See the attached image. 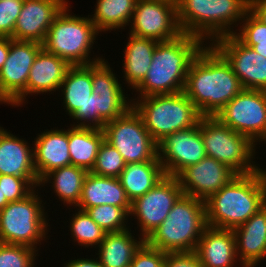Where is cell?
<instances>
[{"label":"cell","instance_id":"cell-1","mask_svg":"<svg viewBox=\"0 0 266 267\" xmlns=\"http://www.w3.org/2000/svg\"><path fill=\"white\" fill-rule=\"evenodd\" d=\"M207 44L189 66L183 92L202 116H215L243 87L226 59Z\"/></svg>","mask_w":266,"mask_h":267},{"label":"cell","instance_id":"cell-2","mask_svg":"<svg viewBox=\"0 0 266 267\" xmlns=\"http://www.w3.org/2000/svg\"><path fill=\"white\" fill-rule=\"evenodd\" d=\"M205 202L207 226L233 230L266 205V171L237 175Z\"/></svg>","mask_w":266,"mask_h":267},{"label":"cell","instance_id":"cell-3","mask_svg":"<svg viewBox=\"0 0 266 267\" xmlns=\"http://www.w3.org/2000/svg\"><path fill=\"white\" fill-rule=\"evenodd\" d=\"M205 45L200 38L186 33L159 42L145 78L135 88L137 98L182 92L189 66Z\"/></svg>","mask_w":266,"mask_h":267},{"label":"cell","instance_id":"cell-4","mask_svg":"<svg viewBox=\"0 0 266 267\" xmlns=\"http://www.w3.org/2000/svg\"><path fill=\"white\" fill-rule=\"evenodd\" d=\"M176 10L182 33L213 43L238 31L233 30V25L241 24L249 10V0H182Z\"/></svg>","mask_w":266,"mask_h":267},{"label":"cell","instance_id":"cell-5","mask_svg":"<svg viewBox=\"0 0 266 267\" xmlns=\"http://www.w3.org/2000/svg\"><path fill=\"white\" fill-rule=\"evenodd\" d=\"M206 227L205 202L183 194L145 242L166 253L192 252Z\"/></svg>","mask_w":266,"mask_h":267},{"label":"cell","instance_id":"cell-6","mask_svg":"<svg viewBox=\"0 0 266 267\" xmlns=\"http://www.w3.org/2000/svg\"><path fill=\"white\" fill-rule=\"evenodd\" d=\"M69 4L54 19L49 27L42 47L66 61L70 66H85L103 58L89 56L94 40L99 35L95 24L88 17L69 13Z\"/></svg>","mask_w":266,"mask_h":267},{"label":"cell","instance_id":"cell-7","mask_svg":"<svg viewBox=\"0 0 266 267\" xmlns=\"http://www.w3.org/2000/svg\"><path fill=\"white\" fill-rule=\"evenodd\" d=\"M130 101L157 143L167 135L196 126L202 118L183 91L135 98Z\"/></svg>","mask_w":266,"mask_h":267},{"label":"cell","instance_id":"cell-8","mask_svg":"<svg viewBox=\"0 0 266 267\" xmlns=\"http://www.w3.org/2000/svg\"><path fill=\"white\" fill-rule=\"evenodd\" d=\"M200 130L206 156L225 164L237 175L252 174L256 145L245 135L233 131L215 116H202Z\"/></svg>","mask_w":266,"mask_h":267},{"label":"cell","instance_id":"cell-9","mask_svg":"<svg viewBox=\"0 0 266 267\" xmlns=\"http://www.w3.org/2000/svg\"><path fill=\"white\" fill-rule=\"evenodd\" d=\"M38 195L34 189L24 199L9 202L0 210V242L37 249L46 240L50 224Z\"/></svg>","mask_w":266,"mask_h":267},{"label":"cell","instance_id":"cell-10","mask_svg":"<svg viewBox=\"0 0 266 267\" xmlns=\"http://www.w3.org/2000/svg\"><path fill=\"white\" fill-rule=\"evenodd\" d=\"M102 130L105 141L117 149L126 164L160 161L158 143L132 106L122 116L108 121Z\"/></svg>","mask_w":266,"mask_h":267},{"label":"cell","instance_id":"cell-11","mask_svg":"<svg viewBox=\"0 0 266 267\" xmlns=\"http://www.w3.org/2000/svg\"><path fill=\"white\" fill-rule=\"evenodd\" d=\"M223 124L248 137L255 145L266 143V91L243 89L216 115Z\"/></svg>","mask_w":266,"mask_h":267},{"label":"cell","instance_id":"cell-12","mask_svg":"<svg viewBox=\"0 0 266 267\" xmlns=\"http://www.w3.org/2000/svg\"><path fill=\"white\" fill-rule=\"evenodd\" d=\"M42 44L10 38V51L0 70V103L20 106L27 97L30 69Z\"/></svg>","mask_w":266,"mask_h":267},{"label":"cell","instance_id":"cell-13","mask_svg":"<svg viewBox=\"0 0 266 267\" xmlns=\"http://www.w3.org/2000/svg\"><path fill=\"white\" fill-rule=\"evenodd\" d=\"M183 195L177 177L165 176L145 195L131 202L129 216L137 219L140 235L146 240L152 232L167 218L176 201Z\"/></svg>","mask_w":266,"mask_h":267},{"label":"cell","instance_id":"cell-14","mask_svg":"<svg viewBox=\"0 0 266 267\" xmlns=\"http://www.w3.org/2000/svg\"><path fill=\"white\" fill-rule=\"evenodd\" d=\"M131 21L129 34L136 37L165 42L182 34L176 6L165 0H137Z\"/></svg>","mask_w":266,"mask_h":267},{"label":"cell","instance_id":"cell-15","mask_svg":"<svg viewBox=\"0 0 266 267\" xmlns=\"http://www.w3.org/2000/svg\"><path fill=\"white\" fill-rule=\"evenodd\" d=\"M231 65L243 89L266 91V58L244 45L234 34L210 43Z\"/></svg>","mask_w":266,"mask_h":267},{"label":"cell","instance_id":"cell-16","mask_svg":"<svg viewBox=\"0 0 266 267\" xmlns=\"http://www.w3.org/2000/svg\"><path fill=\"white\" fill-rule=\"evenodd\" d=\"M205 157L200 121L189 129L167 135L158 143V158L166 176L177 177Z\"/></svg>","mask_w":266,"mask_h":267},{"label":"cell","instance_id":"cell-17","mask_svg":"<svg viewBox=\"0 0 266 267\" xmlns=\"http://www.w3.org/2000/svg\"><path fill=\"white\" fill-rule=\"evenodd\" d=\"M236 176L228 166L206 156L184 169L177 178L184 195L206 201Z\"/></svg>","mask_w":266,"mask_h":267},{"label":"cell","instance_id":"cell-18","mask_svg":"<svg viewBox=\"0 0 266 267\" xmlns=\"http://www.w3.org/2000/svg\"><path fill=\"white\" fill-rule=\"evenodd\" d=\"M67 4L66 0H24L13 39L42 44L49 27Z\"/></svg>","mask_w":266,"mask_h":267},{"label":"cell","instance_id":"cell-19","mask_svg":"<svg viewBox=\"0 0 266 267\" xmlns=\"http://www.w3.org/2000/svg\"><path fill=\"white\" fill-rule=\"evenodd\" d=\"M59 90L63 95L65 112L78 121V124L72 126L86 127V103L93 93L92 64L71 66L67 70Z\"/></svg>","mask_w":266,"mask_h":267},{"label":"cell","instance_id":"cell-20","mask_svg":"<svg viewBox=\"0 0 266 267\" xmlns=\"http://www.w3.org/2000/svg\"><path fill=\"white\" fill-rule=\"evenodd\" d=\"M240 266L255 267L266 258V205L233 229Z\"/></svg>","mask_w":266,"mask_h":267},{"label":"cell","instance_id":"cell-21","mask_svg":"<svg viewBox=\"0 0 266 267\" xmlns=\"http://www.w3.org/2000/svg\"><path fill=\"white\" fill-rule=\"evenodd\" d=\"M34 140V166L39 181L50 171L71 165L68 129L45 130Z\"/></svg>","mask_w":266,"mask_h":267},{"label":"cell","instance_id":"cell-22","mask_svg":"<svg viewBox=\"0 0 266 267\" xmlns=\"http://www.w3.org/2000/svg\"><path fill=\"white\" fill-rule=\"evenodd\" d=\"M195 252L202 267H234L238 262L233 230L207 226Z\"/></svg>","mask_w":266,"mask_h":267},{"label":"cell","instance_id":"cell-23","mask_svg":"<svg viewBox=\"0 0 266 267\" xmlns=\"http://www.w3.org/2000/svg\"><path fill=\"white\" fill-rule=\"evenodd\" d=\"M104 204L121 207L130 214L131 202L119 178L103 177L88 172L76 208L86 211L88 208Z\"/></svg>","mask_w":266,"mask_h":267},{"label":"cell","instance_id":"cell-24","mask_svg":"<svg viewBox=\"0 0 266 267\" xmlns=\"http://www.w3.org/2000/svg\"><path fill=\"white\" fill-rule=\"evenodd\" d=\"M31 148V149H30ZM0 175L38 178L34 166L33 146L0 126Z\"/></svg>","mask_w":266,"mask_h":267},{"label":"cell","instance_id":"cell-25","mask_svg":"<svg viewBox=\"0 0 266 267\" xmlns=\"http://www.w3.org/2000/svg\"><path fill=\"white\" fill-rule=\"evenodd\" d=\"M70 67L66 61L42 48L29 72L27 96L32 93L38 95L44 92L59 91L65 74Z\"/></svg>","mask_w":266,"mask_h":267},{"label":"cell","instance_id":"cell-26","mask_svg":"<svg viewBox=\"0 0 266 267\" xmlns=\"http://www.w3.org/2000/svg\"><path fill=\"white\" fill-rule=\"evenodd\" d=\"M131 232L128 228L105 234L96 253L102 267H130L135 252L145 242L142 237L137 241Z\"/></svg>","mask_w":266,"mask_h":267},{"label":"cell","instance_id":"cell-27","mask_svg":"<svg viewBox=\"0 0 266 267\" xmlns=\"http://www.w3.org/2000/svg\"><path fill=\"white\" fill-rule=\"evenodd\" d=\"M126 48L123 52L124 80L133 90L145 78L153 58V52L159 43L150 38H140L129 34Z\"/></svg>","mask_w":266,"mask_h":267},{"label":"cell","instance_id":"cell-28","mask_svg":"<svg viewBox=\"0 0 266 267\" xmlns=\"http://www.w3.org/2000/svg\"><path fill=\"white\" fill-rule=\"evenodd\" d=\"M160 161L127 163L119 176V180L130 202L145 195L164 177Z\"/></svg>","mask_w":266,"mask_h":267},{"label":"cell","instance_id":"cell-29","mask_svg":"<svg viewBox=\"0 0 266 267\" xmlns=\"http://www.w3.org/2000/svg\"><path fill=\"white\" fill-rule=\"evenodd\" d=\"M68 128V142L71 165L82 167L88 172L95 165L99 148L105 140L102 129L90 127Z\"/></svg>","mask_w":266,"mask_h":267},{"label":"cell","instance_id":"cell-30","mask_svg":"<svg viewBox=\"0 0 266 267\" xmlns=\"http://www.w3.org/2000/svg\"><path fill=\"white\" fill-rule=\"evenodd\" d=\"M124 93H92L86 103V127L103 129L108 121L122 116L132 106Z\"/></svg>","mask_w":266,"mask_h":267},{"label":"cell","instance_id":"cell-31","mask_svg":"<svg viewBox=\"0 0 266 267\" xmlns=\"http://www.w3.org/2000/svg\"><path fill=\"white\" fill-rule=\"evenodd\" d=\"M88 171L82 167L69 165L54 169L47 173L39 183V187L52 183L55 195L63 204L77 206L81 197L84 178ZM53 180V181H52ZM52 181V182H51Z\"/></svg>","mask_w":266,"mask_h":267},{"label":"cell","instance_id":"cell-32","mask_svg":"<svg viewBox=\"0 0 266 267\" xmlns=\"http://www.w3.org/2000/svg\"><path fill=\"white\" fill-rule=\"evenodd\" d=\"M137 0H97L91 21L99 32L129 26Z\"/></svg>","mask_w":266,"mask_h":267},{"label":"cell","instance_id":"cell-33","mask_svg":"<svg viewBox=\"0 0 266 267\" xmlns=\"http://www.w3.org/2000/svg\"><path fill=\"white\" fill-rule=\"evenodd\" d=\"M77 212L73 213L70 222V231L72 239L79 246L98 247L103 241L106 232L96 224L86 211L78 208Z\"/></svg>","mask_w":266,"mask_h":267},{"label":"cell","instance_id":"cell-34","mask_svg":"<svg viewBox=\"0 0 266 267\" xmlns=\"http://www.w3.org/2000/svg\"><path fill=\"white\" fill-rule=\"evenodd\" d=\"M86 212L106 233L119 232L129 228L126 220L130 216L121 207L104 204L88 208Z\"/></svg>","mask_w":266,"mask_h":267},{"label":"cell","instance_id":"cell-35","mask_svg":"<svg viewBox=\"0 0 266 267\" xmlns=\"http://www.w3.org/2000/svg\"><path fill=\"white\" fill-rule=\"evenodd\" d=\"M125 165L126 163L117 149L104 140L99 148L95 165L90 172L98 176L119 178Z\"/></svg>","mask_w":266,"mask_h":267},{"label":"cell","instance_id":"cell-36","mask_svg":"<svg viewBox=\"0 0 266 267\" xmlns=\"http://www.w3.org/2000/svg\"><path fill=\"white\" fill-rule=\"evenodd\" d=\"M37 251L24 245L0 242V267H34Z\"/></svg>","mask_w":266,"mask_h":267},{"label":"cell","instance_id":"cell-37","mask_svg":"<svg viewBox=\"0 0 266 267\" xmlns=\"http://www.w3.org/2000/svg\"><path fill=\"white\" fill-rule=\"evenodd\" d=\"M39 183L38 178L0 175L1 190L8 202L24 199L39 186Z\"/></svg>","mask_w":266,"mask_h":267},{"label":"cell","instance_id":"cell-38","mask_svg":"<svg viewBox=\"0 0 266 267\" xmlns=\"http://www.w3.org/2000/svg\"><path fill=\"white\" fill-rule=\"evenodd\" d=\"M92 87L97 94L125 91L105 58L92 64Z\"/></svg>","mask_w":266,"mask_h":267},{"label":"cell","instance_id":"cell-39","mask_svg":"<svg viewBox=\"0 0 266 267\" xmlns=\"http://www.w3.org/2000/svg\"><path fill=\"white\" fill-rule=\"evenodd\" d=\"M234 35L248 47L265 43L266 25L248 10L241 21L239 32H235Z\"/></svg>","mask_w":266,"mask_h":267},{"label":"cell","instance_id":"cell-40","mask_svg":"<svg viewBox=\"0 0 266 267\" xmlns=\"http://www.w3.org/2000/svg\"><path fill=\"white\" fill-rule=\"evenodd\" d=\"M24 0L0 1V37L13 39L14 27Z\"/></svg>","mask_w":266,"mask_h":267},{"label":"cell","instance_id":"cell-41","mask_svg":"<svg viewBox=\"0 0 266 267\" xmlns=\"http://www.w3.org/2000/svg\"><path fill=\"white\" fill-rule=\"evenodd\" d=\"M166 252L144 242L135 252L130 267H164Z\"/></svg>","mask_w":266,"mask_h":267},{"label":"cell","instance_id":"cell-42","mask_svg":"<svg viewBox=\"0 0 266 267\" xmlns=\"http://www.w3.org/2000/svg\"><path fill=\"white\" fill-rule=\"evenodd\" d=\"M164 267H202L195 251L166 253Z\"/></svg>","mask_w":266,"mask_h":267},{"label":"cell","instance_id":"cell-43","mask_svg":"<svg viewBox=\"0 0 266 267\" xmlns=\"http://www.w3.org/2000/svg\"><path fill=\"white\" fill-rule=\"evenodd\" d=\"M249 10L266 25V0H249Z\"/></svg>","mask_w":266,"mask_h":267},{"label":"cell","instance_id":"cell-44","mask_svg":"<svg viewBox=\"0 0 266 267\" xmlns=\"http://www.w3.org/2000/svg\"><path fill=\"white\" fill-rule=\"evenodd\" d=\"M69 262L65 263L63 267H102L98 258L88 259V258H79L75 260H68Z\"/></svg>","mask_w":266,"mask_h":267},{"label":"cell","instance_id":"cell-45","mask_svg":"<svg viewBox=\"0 0 266 267\" xmlns=\"http://www.w3.org/2000/svg\"><path fill=\"white\" fill-rule=\"evenodd\" d=\"M10 51V37H0V70Z\"/></svg>","mask_w":266,"mask_h":267},{"label":"cell","instance_id":"cell-46","mask_svg":"<svg viewBox=\"0 0 266 267\" xmlns=\"http://www.w3.org/2000/svg\"><path fill=\"white\" fill-rule=\"evenodd\" d=\"M252 48L260 55L266 58V42L258 43L252 46Z\"/></svg>","mask_w":266,"mask_h":267},{"label":"cell","instance_id":"cell-47","mask_svg":"<svg viewBox=\"0 0 266 267\" xmlns=\"http://www.w3.org/2000/svg\"><path fill=\"white\" fill-rule=\"evenodd\" d=\"M9 202L6 200L0 186V210L3 209Z\"/></svg>","mask_w":266,"mask_h":267},{"label":"cell","instance_id":"cell-48","mask_svg":"<svg viewBox=\"0 0 266 267\" xmlns=\"http://www.w3.org/2000/svg\"><path fill=\"white\" fill-rule=\"evenodd\" d=\"M165 1L169 2V3H172L177 7L182 0H165Z\"/></svg>","mask_w":266,"mask_h":267}]
</instances>
